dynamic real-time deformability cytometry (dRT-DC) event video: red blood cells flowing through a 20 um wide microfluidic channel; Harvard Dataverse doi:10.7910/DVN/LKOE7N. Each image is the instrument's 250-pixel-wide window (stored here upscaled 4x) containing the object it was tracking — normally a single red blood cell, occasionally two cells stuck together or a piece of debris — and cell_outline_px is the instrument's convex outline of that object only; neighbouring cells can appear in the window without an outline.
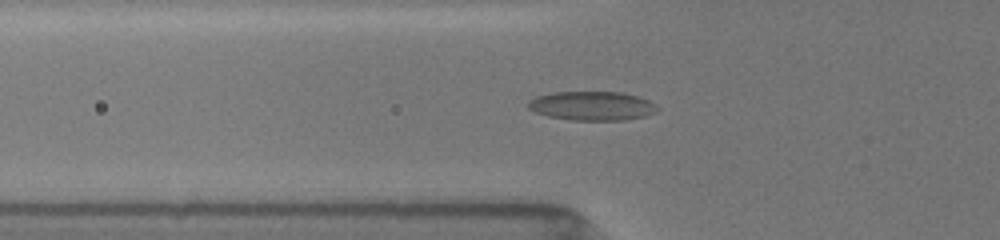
{"species": "common noctule bat (a hibernating species)", "species_latin": "Nyctalus noctula", "temperature_condition": "room temperature", "stored_images_in_passage": 52, "camera_frame_rate_fps": 3000, "um_per_image_px": 0.085, "animal": {"sex": "female", "body_mass_g": 19.5, "forearm_length_mm": 54.1}, "frame": {"image": 1, "passage_image": 18, "time_ms": 5.667, "image_size_px": [1000, 240], "cell_outline_px": [[660, 108], [656, 112], [644, 116], [624, 120], [572, 120], [548, 116], [536, 112], [528, 108], [524, 104], [528, 100], [536, 96], [552, 92], [620, 92], [636, 96], [648, 100], [656, 104]], "centroid_in_image_um": [50.29, 8.99], "position_along_channel_um": 75.5, "area_um2": 21.96}}
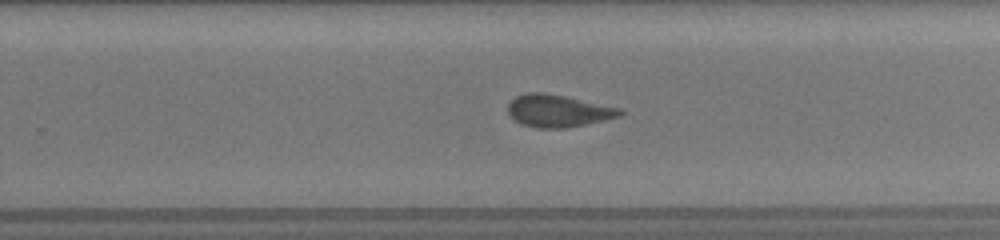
{"frame": {"image": 2, "passage_image": 34, "time_ms": 11.0, "image_size_px": [1000, 240], "cell_outline_px": [[624, 112], [620, 116], [604, 120], [564, 128], [536, 128], [520, 124], [508, 116], [508, 104], [516, 96], [528, 92], [544, 92], [564, 96], [620, 108]], "centroid_in_image_um": [47.38, 9.42], "position_along_channel_um": 282.4, "area_um2": 21.04}}
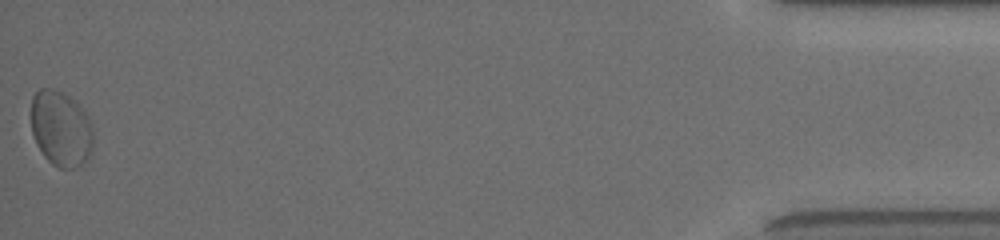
{"frame": {"image": 3, "passage_image": 52, "time_ms": 17.0, "image_size_px": [1000, 240], "cell_outline_px": [[92, 152], [76, 168], [60, 168], [52, 164], [44, 156], [36, 144], [32, 132], [32, 96], [40, 88], [52, 88], [76, 100], [80, 104], [88, 116], [92, 124]], "centroid_in_image_um": [5.18, 10.92], "position_along_channel_um": 430.0, "area_um2": 27.4}, "authors_computed_cell_mechanics": {"area_um2": 21.386, "velocity_mm_per_s": 3.8833, "shape_relaxation_time_tau1_ms": 3.6084, "shape_relaxation_time_tau2_ms": 2.296, "deformation_change_tau1": 0.1012, "deformation_change_tau2": 0.0878}}